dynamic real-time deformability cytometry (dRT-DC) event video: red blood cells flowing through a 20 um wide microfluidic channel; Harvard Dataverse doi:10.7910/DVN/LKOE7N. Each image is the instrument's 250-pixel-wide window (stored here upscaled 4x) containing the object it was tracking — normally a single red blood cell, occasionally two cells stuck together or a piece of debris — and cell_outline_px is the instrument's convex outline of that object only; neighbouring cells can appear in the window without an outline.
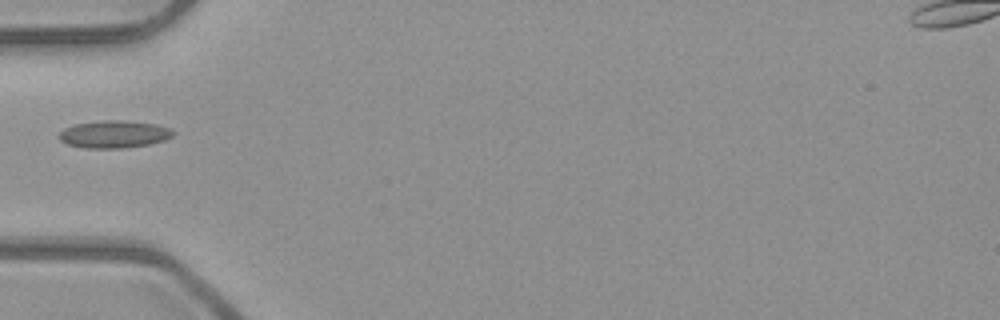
{"species": "common noctule bat (a hibernating species)", "species_latin": "Nyctalus noctula", "temperature_condition": "room temperature", "stored_images_in_passage": 31, "camera_frame_rate_fps": 3000, "um_per_image_px": 0.085, "animal": {"sex": "male", "body_mass_g": 23.1, "forearm_length_mm": 52.7}, "frame": {"image": 1, "passage_image": 1, "time_ms": 0.0, "image_size_px": [1000, 320], "cell_outline_px": [[176, 132], [172, 136], [164, 140], [148, 144], [124, 148], [84, 148], [68, 144], [60, 140], [56, 136], [64, 128], [76, 124], [104, 120], [124, 120], [156, 124], [168, 128]], "centroid_in_image_um": [9.67, 11.41], "position_along_channel_um": 75.3, "area_um2": 18.21}}
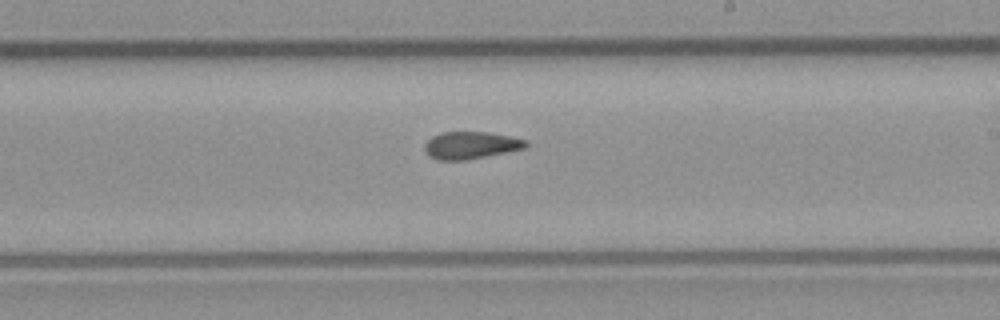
{"frame": {"image": 2, "passage_image": 14, "time_ms": 4.333, "image_size_px": [1000, 320], "cell_outline_px": [[528, 144], [524, 148], [464, 160], [436, 160], [428, 156], [424, 148], [424, 144], [432, 136], [440, 132], [488, 132], [528, 140]], "centroid_in_image_um": [39.96, 12.34], "position_along_channel_um": 249.0, "area_um2": 15.95}}
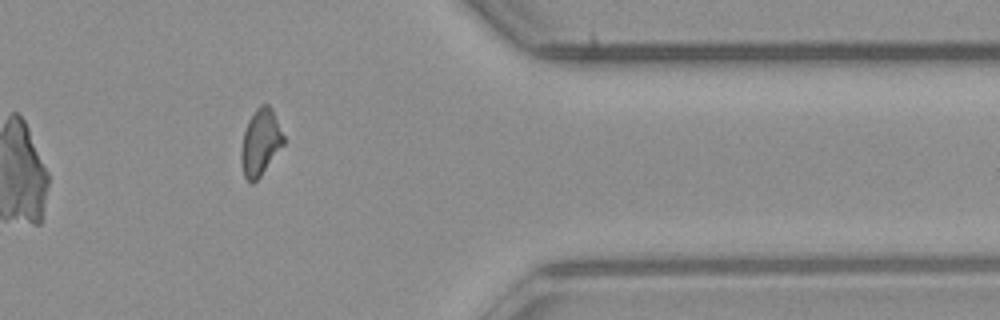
{"frame": {"image": 3, "passage_image": 26, "time_ms": 8.333, "image_size_px": [1000, 320], "cell_outline_px": [[284, 144], [260, 176], [252, 184], [244, 176], [240, 160], [240, 156], [244, 132], [248, 120], [256, 108], [260, 104], [268, 104], [272, 108], [284, 136]], "centroid_in_image_um": [22.13, 12.08], "position_along_channel_um": 389.3, "area_um2": 16.3}}